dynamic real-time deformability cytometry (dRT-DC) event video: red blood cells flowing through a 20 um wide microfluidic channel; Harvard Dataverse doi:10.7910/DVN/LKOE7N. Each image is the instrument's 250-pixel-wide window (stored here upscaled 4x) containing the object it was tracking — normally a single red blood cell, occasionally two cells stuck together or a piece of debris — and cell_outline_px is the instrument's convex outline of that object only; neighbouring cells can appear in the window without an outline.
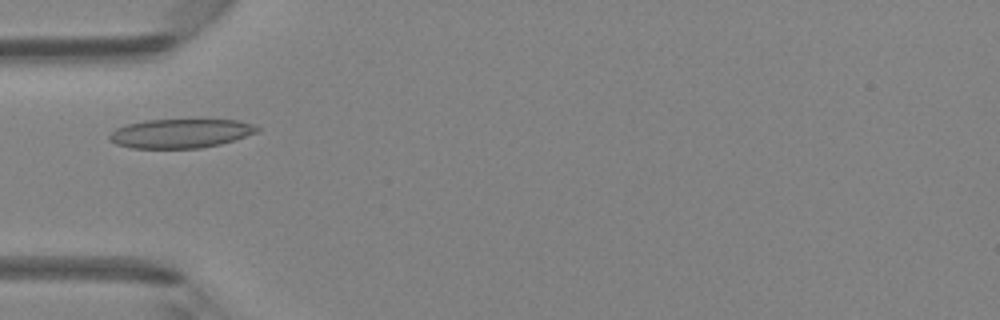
{"species": "Egyptian fruit bat (a non-hibernating species)", "species_latin": "Rousettus aegyptiacus", "temperature_condition": "room temperature", "stored_images_in_passage": 44, "camera_frame_rate_fps": 3000, "um_per_image_px": 0.085, "animal": {"sex": "female"}, "frame": {"image": 1, "passage_image": 12, "time_ms": 3.667, "image_size_px": [1000, 320], "cell_outline_px": [[260, 128], [256, 132], [220, 144], [200, 148], [132, 148], [116, 144], [108, 140], [108, 136], [116, 128], [128, 124], [144, 120], [236, 120], [256, 124]], "centroid_in_image_um": [15.32, 11.34], "position_along_channel_um": 69.7, "area_um2": 24.85}}
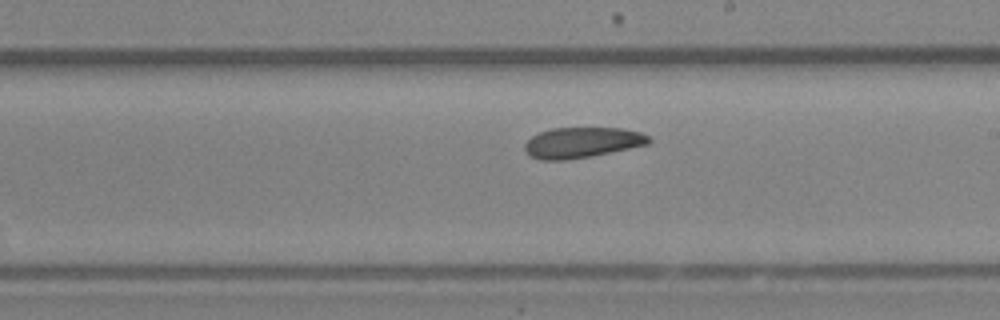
{"frame": {"image": 2, "passage_image": 24, "time_ms": 7.667, "image_size_px": [1000, 320], "cell_outline_px": [[652, 140], [648, 144], [592, 156], [564, 160], [540, 160], [528, 156], [524, 148], [524, 144], [532, 136], [540, 132], [552, 128], [620, 128], [640, 132], [648, 136]], "centroid_in_image_um": [49.44, 12.12], "position_along_channel_um": 239.6, "area_um2": 22.08}}
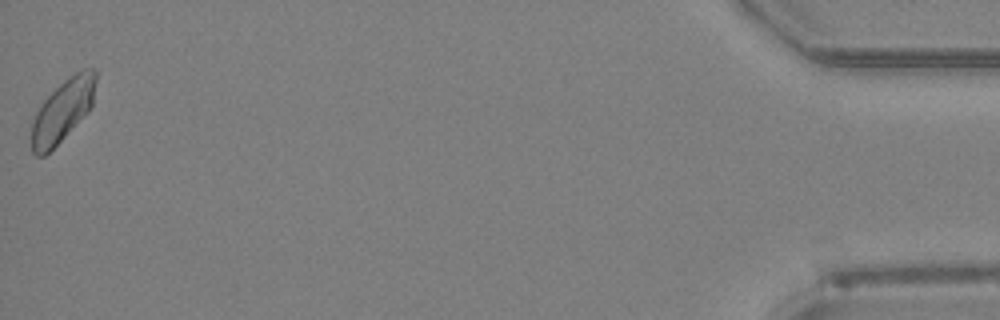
{"frame": {"image": 3, "passage_image": 44, "time_ms": 14.333, "image_size_px": [1000, 320], "cell_outline_px": [[96, 80], [92, 104], [88, 112], [44, 156], [36, 156], [32, 152], [32, 120], [40, 104], [64, 80], [76, 72], [84, 68], [92, 68], [96, 72]], "centroid_in_image_um": [5.32, 9.38], "position_along_channel_um": 429.9, "area_um2": 22.83}, "authors_computed_cell_mechanics": {"area_um2": 22.9466, "velocity_mm_per_s": 4.2569, "shape_relaxation_time_tau1_ms": 8.4374, "shape_relaxation_time_tau2_ms": 2.0252, "deformation_change_tau1": 0.127, "deformation_change_tau2": 0.0545}}